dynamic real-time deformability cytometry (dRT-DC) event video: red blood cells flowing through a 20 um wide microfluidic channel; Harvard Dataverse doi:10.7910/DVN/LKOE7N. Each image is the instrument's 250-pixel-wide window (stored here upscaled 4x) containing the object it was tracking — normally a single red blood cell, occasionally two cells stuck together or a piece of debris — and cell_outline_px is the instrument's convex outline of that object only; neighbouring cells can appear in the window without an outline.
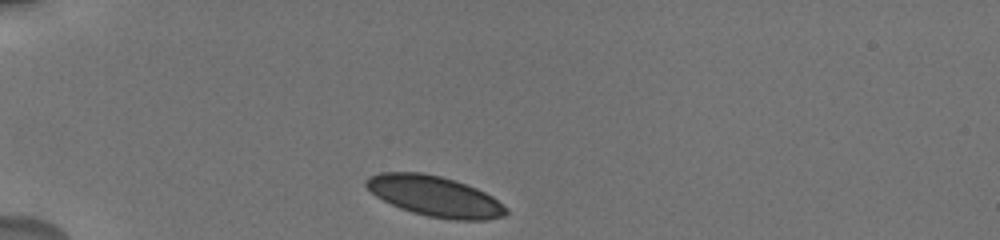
{"species": "human", "species_latin": "Homo sapiens", "temperature_condition": "cold", "stored_images_in_passage": 8, "camera_frame_rate_fps": 3000, "um_per_image_px": 0.085, "donor": {"sex": "male"}, "frame": {"image": 1, "passage_image": 1, "time_ms": 0.0, "image_size_px": [1000, 240], "cell_outline_px": [[508, 212], [504, 216], [488, 220], [452, 220], [428, 216], [412, 212], [400, 208], [376, 196], [364, 184], [364, 180], [368, 176], [380, 172], [424, 172], [456, 180], [476, 188], [492, 196], [508, 208]], "centroid_in_image_um": [36.96, 16.67], "position_along_channel_um": 48.0, "area_um2": 33.12}}
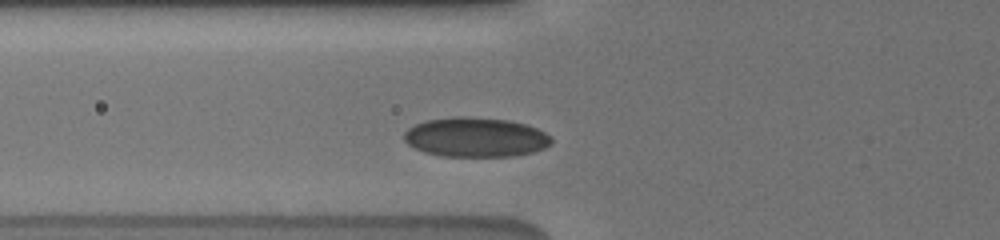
{"frame": {"image": 2, "passage_image": 7, "time_ms": 2.0, "image_size_px": [1000, 240], "cell_outline_px": [[552, 144], [544, 148], [532, 152], [512, 156], [444, 156], [424, 152], [408, 144], [404, 140], [404, 132], [408, 128], [416, 124], [428, 120], [452, 116], [468, 116], [508, 120], [524, 124], [536, 128], [552, 136]], "centroid_in_image_um": [40.43, 11.66], "position_along_channel_um": 85.4, "area_um2": 33.93}}